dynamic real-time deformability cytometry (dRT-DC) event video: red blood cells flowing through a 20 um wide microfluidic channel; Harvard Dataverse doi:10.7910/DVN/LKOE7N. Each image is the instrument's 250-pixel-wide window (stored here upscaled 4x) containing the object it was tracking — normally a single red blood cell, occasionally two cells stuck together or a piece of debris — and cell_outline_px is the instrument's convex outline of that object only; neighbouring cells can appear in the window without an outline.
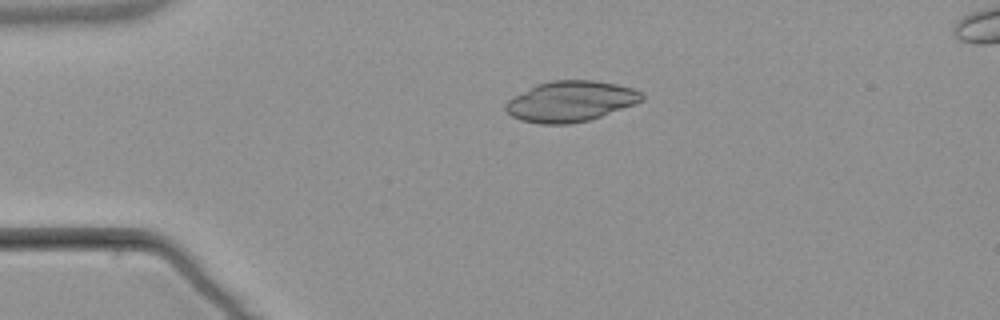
{"species": "common noctule bat (a hibernating species)", "species_latin": "Nyctalus noctula", "temperature_condition": "warm", "stored_images_in_passage": 5, "camera_frame_rate_fps": 3000, "um_per_image_px": 0.085, "animal": {"sex": "male", "body_mass_g": 21.5, "forearm_length_mm": 52.0}, "frame": {"image": 1, "passage_image": 5, "time_ms": 5.0, "image_size_px": [1000, 320], "cell_outline_px": [[644, 100], [636, 104], [588, 120], [568, 124], [540, 124], [520, 120], [512, 116], [504, 108], [504, 104], [508, 100], [536, 84], [552, 80], [596, 80], [616, 84], [632, 88], [640, 92], [644, 96]], "centroid_in_image_um": [48.5, 8.61], "position_along_channel_um": 36.5, "area_um2": 32.19}}